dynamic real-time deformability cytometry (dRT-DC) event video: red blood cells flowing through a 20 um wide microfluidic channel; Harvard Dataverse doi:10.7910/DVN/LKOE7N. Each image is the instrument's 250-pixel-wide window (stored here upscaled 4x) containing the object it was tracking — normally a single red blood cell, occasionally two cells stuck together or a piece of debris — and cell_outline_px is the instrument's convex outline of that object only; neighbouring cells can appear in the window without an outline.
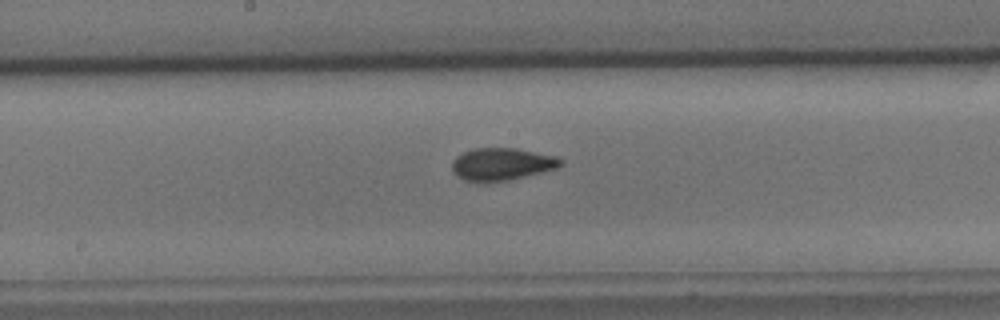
{"species": "common noctule bat (a hibernating species)", "species_latin": "Nyctalus noctula", "temperature_condition": "cold", "stored_images_in_passage": 40, "camera_frame_rate_fps": 3000, "um_per_image_px": 0.085, "animal": {"sex": "male", "body_mass_g": 15.6}, "frame": {"image": 1, "passage_image": 27, "time_ms": 8.667, "image_size_px": [1000, 320], "cell_outline_px": [[564, 164], [556, 168], [508, 180], [484, 184], [480, 184], [464, 180], [452, 172], [452, 160], [456, 156], [464, 152], [476, 148], [516, 148], [556, 156], [564, 160]], "centroid_in_image_um": [42.62, 13.97], "position_along_channel_um": 205.6, "area_um2": 20.81}}
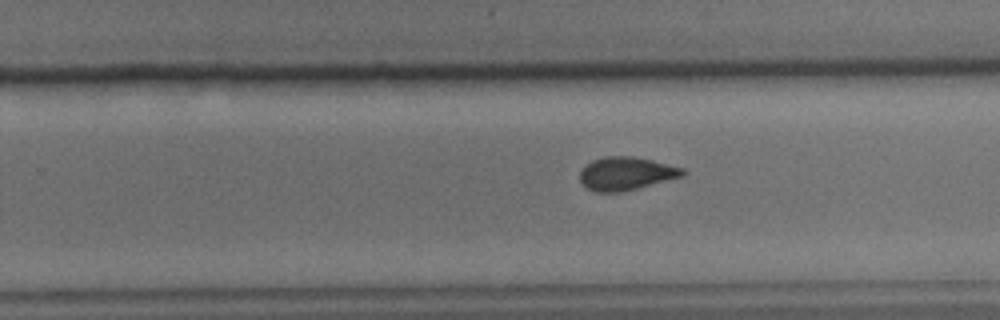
{"frame": {"image": 2, "passage_image": 33, "time_ms": 10.667, "image_size_px": [1000, 320], "cell_outline_px": [[684, 176], [620, 192], [596, 192], [588, 188], [580, 180], [580, 172], [592, 160], [604, 156], [632, 156], [652, 160], [684, 168]], "centroid_in_image_um": [53.22, 14.74], "position_along_channel_um": 276.6, "area_um2": 19.59}}
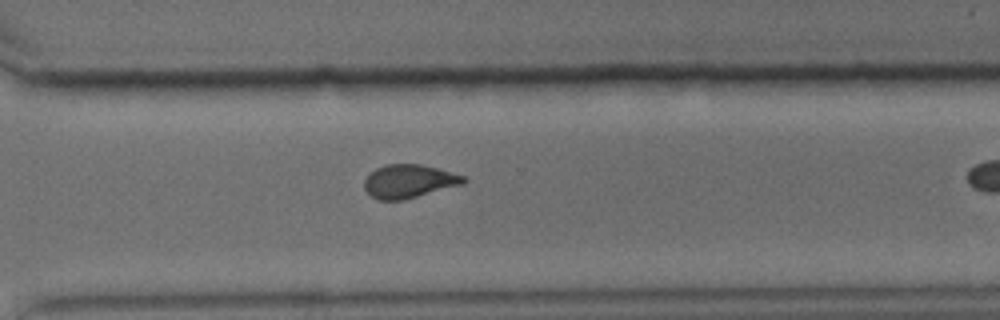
{"frame": {"image": 3, "passage_image": 38, "time_ms": 12.333, "image_size_px": [1000, 320], "cell_outline_px": [[468, 180], [464, 184], [404, 200], [376, 200], [364, 188], [364, 180], [368, 172], [384, 164], [420, 164], [436, 168], [464, 176]], "centroid_in_image_um": [34.73, 15.41], "position_along_channel_um": 335.9, "area_um2": 19.48}}